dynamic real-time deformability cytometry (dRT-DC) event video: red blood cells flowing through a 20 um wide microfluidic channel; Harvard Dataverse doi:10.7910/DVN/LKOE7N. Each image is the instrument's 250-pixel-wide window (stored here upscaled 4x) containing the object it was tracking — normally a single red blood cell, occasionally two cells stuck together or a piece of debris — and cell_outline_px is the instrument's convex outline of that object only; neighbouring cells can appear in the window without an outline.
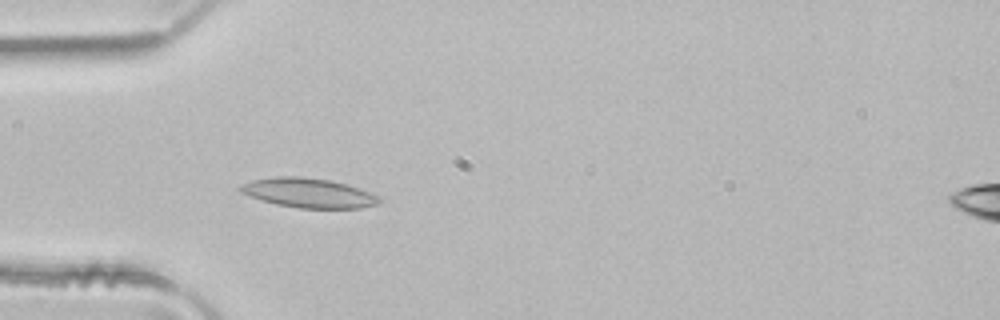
{"species": "common noctule bat (a hibernating species)", "species_latin": "Nyctalus noctula", "temperature_condition": "room temperature", "stored_images_in_passage": 3, "camera_frame_rate_fps": 3000, "um_per_image_px": 0.085, "animal": {"sex": "male", "body_mass_g": 21.5, "forearm_length_mm": 52.0}, "frame": {"image": 1, "passage_image": 3, "time_ms": 0.667, "image_size_px": [1000, 320], "cell_outline_px": [[384, 200], [380, 204], [360, 208], [296, 208], [276, 204], [240, 192], [236, 188], [240, 184], [252, 180], [276, 176], [300, 176], [332, 180], [368, 192]], "centroid_in_image_um": [26.2, 16.39], "position_along_channel_um": 58.8, "area_um2": 23.81}}